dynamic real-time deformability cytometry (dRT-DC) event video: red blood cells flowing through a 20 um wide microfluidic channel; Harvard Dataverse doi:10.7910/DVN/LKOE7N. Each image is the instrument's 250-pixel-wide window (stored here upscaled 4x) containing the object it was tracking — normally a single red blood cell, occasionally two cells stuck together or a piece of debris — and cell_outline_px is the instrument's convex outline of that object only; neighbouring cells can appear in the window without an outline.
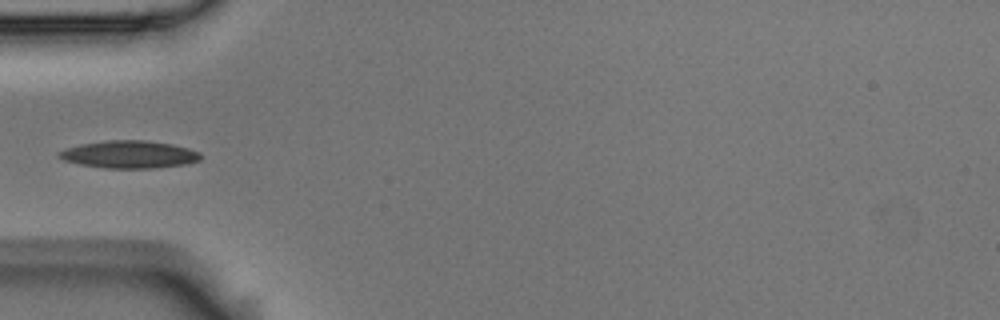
{"species": "Egyptian fruit bat (a non-hibernating species)", "species_latin": "Rousettus aegyptiacus", "temperature_condition": "room temperature", "stored_images_in_passage": 7, "camera_frame_rate_fps": 3000, "um_per_image_px": 0.085, "animal": {"sex": "male"}, "frame": {"image": 1, "passage_image": 6, "time_ms": 1.667, "image_size_px": [1000, 320], "cell_outline_px": [[200, 160], [188, 164], [156, 168], [104, 168], [80, 164], [64, 160], [56, 156], [56, 152], [64, 148], [80, 144], [108, 140], [144, 140], [172, 144], [188, 148], [200, 152]], "centroid_in_image_um": [10.96, 13.13], "position_along_channel_um": 74.0, "area_um2": 22.89}}
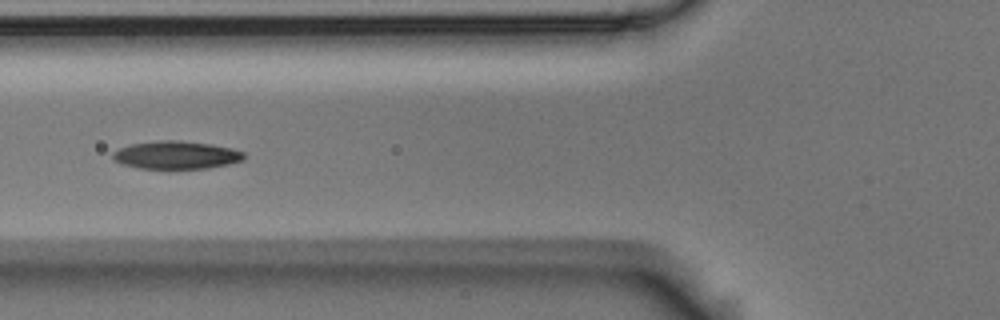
{"frame": {"image": 2, "passage_image": 7, "time_ms": 2.0, "image_size_px": [1000, 320], "cell_outline_px": [[244, 160], [228, 164], [208, 168], [140, 168], [120, 164], [112, 160], [112, 152], [120, 148], [132, 144], [160, 140], [180, 140], [208, 144], [232, 148], [244, 152]], "centroid_in_image_um": [14.95, 13.18], "position_along_channel_um": 110.8, "area_um2": 21.27}}